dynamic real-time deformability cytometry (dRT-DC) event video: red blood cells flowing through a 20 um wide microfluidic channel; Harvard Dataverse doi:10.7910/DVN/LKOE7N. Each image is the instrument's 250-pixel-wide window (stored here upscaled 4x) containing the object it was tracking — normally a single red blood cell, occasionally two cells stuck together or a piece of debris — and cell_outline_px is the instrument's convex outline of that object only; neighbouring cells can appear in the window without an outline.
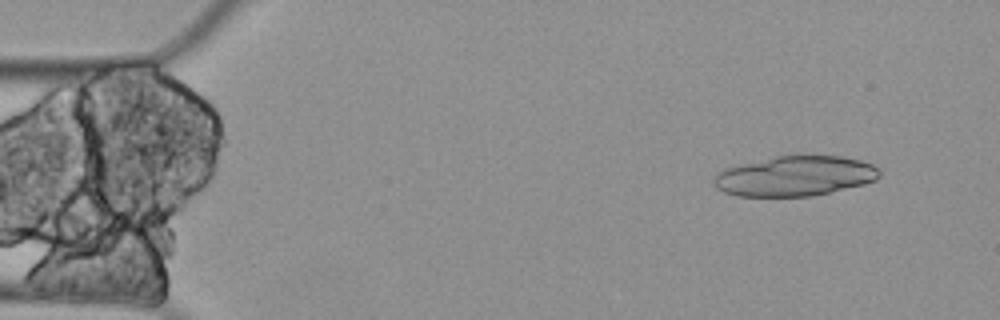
{"species": "Egyptian fruit bat (a non-hibernating species)", "species_latin": "Rousettus aegyptiacus", "temperature_condition": "cold", "stored_images_in_passage": 18, "camera_frame_rate_fps": 3000, "um_per_image_px": 0.085, "animal": {"sex": "female"}, "frame": {"image": 1, "passage_image": 3, "time_ms": 0.667, "image_size_px": [1000, 320], "cell_outline_px": [[880, 176], [876, 180], [864, 184], [812, 196], [736, 196], [724, 192], [716, 188], [712, 184], [712, 180], [716, 172], [724, 168], [776, 156], [840, 156], [860, 160], [872, 164], [880, 168]], "centroid_in_image_um": [67.54, 14.97], "position_along_channel_um": 17.5, "area_um2": 38.73}}
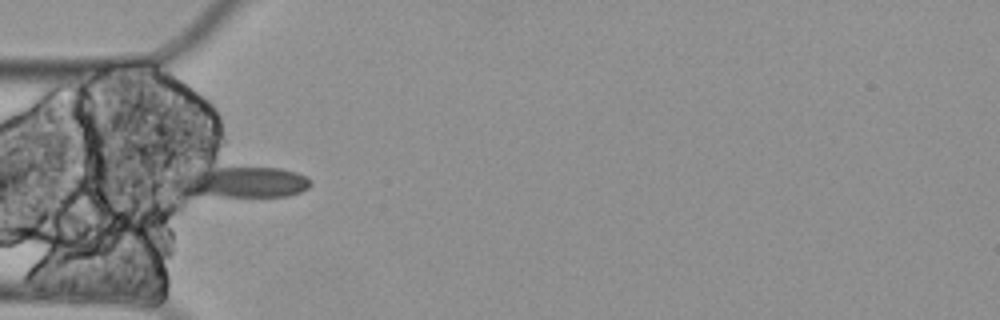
{"frame": {"image": 2, "passage_image": 16, "time_ms": 5.0, "image_size_px": [1000, 320], "cell_outline_px": [[312, 184], [308, 188], [300, 192], [284, 196], [224, 196], [188, 192], [176, 184], [172, 176], [172, 172], [216, 168], [280, 168], [296, 172], [308, 176]], "centroid_in_image_um": [20.61, 15.45], "position_along_channel_um": 64.4, "area_um2": 24.04}}